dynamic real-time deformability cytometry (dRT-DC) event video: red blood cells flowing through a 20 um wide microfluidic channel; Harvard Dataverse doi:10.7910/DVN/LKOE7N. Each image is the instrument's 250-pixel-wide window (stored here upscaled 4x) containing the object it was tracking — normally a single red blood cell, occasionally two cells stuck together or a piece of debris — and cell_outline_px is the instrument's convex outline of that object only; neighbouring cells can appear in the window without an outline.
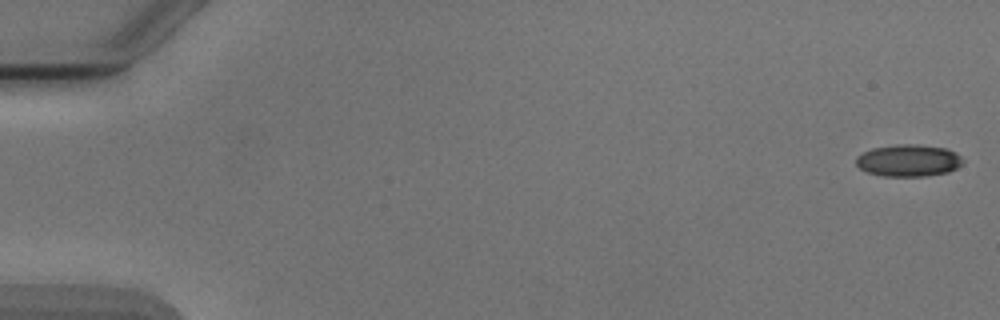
{"species": "Egyptian fruit bat (a non-hibernating species)", "species_latin": "Rousettus aegyptiacus", "temperature_condition": "cold", "stored_images_in_passage": 4, "camera_frame_rate_fps": 3000, "um_per_image_px": 0.085, "animal": {"sex": "male"}, "frame": {"image": 1, "passage_image": 1, "time_ms": 0.0, "image_size_px": [1000, 320], "cell_outline_px": [[964, 160], [956, 168], [948, 172], [928, 176], [884, 176], [868, 172], [860, 168], [856, 164], [856, 156], [872, 148], [896, 144], [920, 144], [944, 148], [956, 152]], "centroid_in_image_um": [77.22, 13.63], "position_along_channel_um": 7.8, "area_um2": 19.94}}